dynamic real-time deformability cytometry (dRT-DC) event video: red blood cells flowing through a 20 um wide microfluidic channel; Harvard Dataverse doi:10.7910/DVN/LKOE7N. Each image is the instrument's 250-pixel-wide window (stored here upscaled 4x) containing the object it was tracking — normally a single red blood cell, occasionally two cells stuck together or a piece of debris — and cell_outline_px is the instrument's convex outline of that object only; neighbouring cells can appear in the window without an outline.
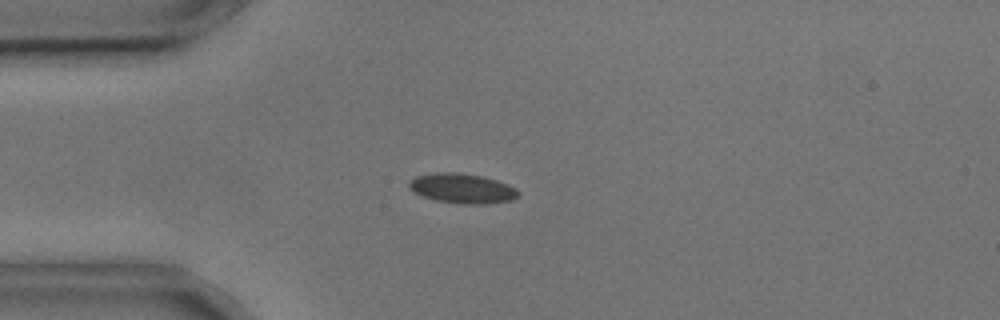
{"species": "common noctule bat (a hibernating species)", "species_latin": "Nyctalus noctula", "temperature_condition": "cold", "stored_images_in_passage": 4, "camera_frame_rate_fps": 3000, "um_per_image_px": 0.085, "animal": {"sex": "male", "body_mass_g": 17.9, "forearm_length_mm": 54.2}, "frame": {"image": 1, "passage_image": 4, "time_ms": 1.0, "image_size_px": [1000, 320], "cell_outline_px": [[520, 192], [512, 200], [488, 204], [464, 204], [436, 200], [424, 196], [408, 188], [408, 180], [416, 176], [436, 172], [456, 172], [480, 176], [496, 180], [508, 184], [516, 188]], "centroid_in_image_um": [39.28, 16.01], "position_along_channel_um": 45.7, "area_um2": 18.9}}